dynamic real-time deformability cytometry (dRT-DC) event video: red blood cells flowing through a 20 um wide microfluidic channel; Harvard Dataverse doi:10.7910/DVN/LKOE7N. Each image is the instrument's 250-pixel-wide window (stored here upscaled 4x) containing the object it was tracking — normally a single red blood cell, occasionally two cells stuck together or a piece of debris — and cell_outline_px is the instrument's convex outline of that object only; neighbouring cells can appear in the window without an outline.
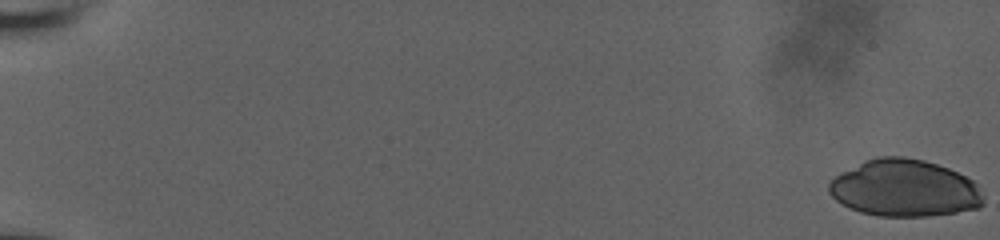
{"species": "human", "species_latin": "Homo sapiens", "temperature_condition": "room temperature", "stored_images_in_passage": 56, "camera_frame_rate_fps": 3000, "um_per_image_px": 0.085, "donor": {"sex": "male"}, "frame": {"image": 1, "passage_image": 1, "time_ms": 0.0, "image_size_px": [1000, 240], "cell_outline_px": [[984, 204], [980, 208], [956, 212], [928, 216], [876, 216], [860, 212], [836, 200], [828, 192], [828, 184], [836, 176], [876, 156], [904, 156], [924, 160], [948, 168], [972, 180], [976, 184], [984, 196]], "centroid_in_image_um": [76.92, 16.01], "position_along_channel_um": 8.1, "area_um2": 50.98}}
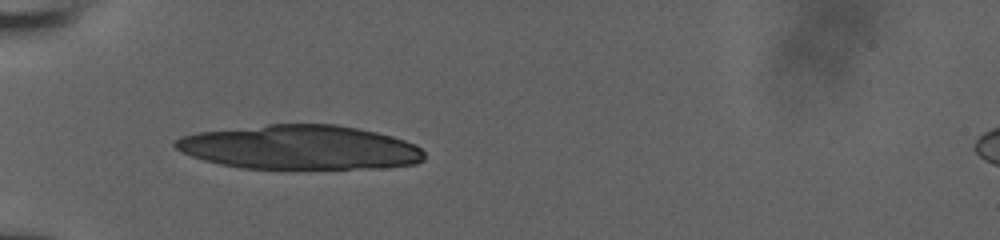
{"frame": {"image": 2, "passage_image": 21, "time_ms": 6.667, "image_size_px": [1000, 240], "cell_outline_px": [[424, 160], [416, 164], [384, 168], [240, 168], [220, 164], [204, 160], [192, 156], [176, 148], [172, 144], [172, 140], [180, 136], [196, 132], [268, 124], [336, 124], [376, 132], [392, 136], [416, 144], [424, 152]], "centroid_in_image_um": [25.48, 12.52], "position_along_channel_um": 59.5, "area_um2": 64.45}}